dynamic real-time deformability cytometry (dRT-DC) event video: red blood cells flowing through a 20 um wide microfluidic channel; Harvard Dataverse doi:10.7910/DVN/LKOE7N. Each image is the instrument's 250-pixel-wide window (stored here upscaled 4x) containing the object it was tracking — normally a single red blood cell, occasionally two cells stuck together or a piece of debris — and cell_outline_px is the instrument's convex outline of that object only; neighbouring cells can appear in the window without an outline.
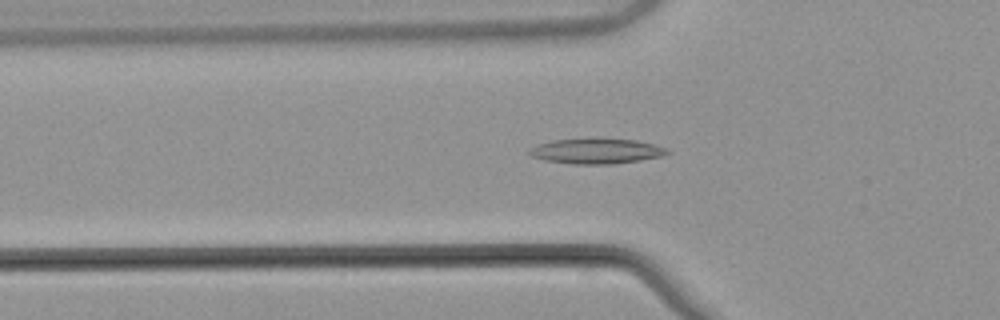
{"species": "common noctule bat (a hibernating species)", "species_latin": "Nyctalus noctula", "temperature_condition": "warm", "stored_images_in_passage": 54, "camera_frame_rate_fps": 3000, "um_per_image_px": 0.085, "animal": {"sex": "male", "body_mass_g": 21.5, "forearm_length_mm": 52.0}, "frame": {"image": 1, "passage_image": 19, "time_ms": 6.0, "image_size_px": [1000, 320], "cell_outline_px": [[672, 152], [660, 156], [640, 160], [612, 164], [572, 164], [544, 160], [532, 156], [528, 152], [532, 148], [540, 144], [552, 140], [600, 136], [636, 140], [652, 144], [664, 148]], "centroid_in_image_um": [50.69, 12.81], "position_along_channel_um": 75.1, "area_um2": 20.69}}
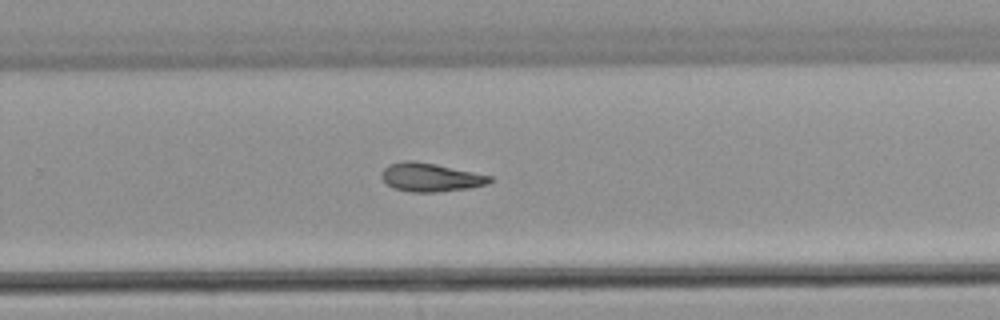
{"frame": {"image": 2, "passage_image": 36, "time_ms": 11.667, "image_size_px": [1000, 320], "cell_outline_px": [[492, 180], [488, 184], [468, 188], [436, 192], [412, 192], [392, 188], [380, 176], [380, 172], [388, 164], [404, 160], [412, 160], [436, 164], [492, 176]], "centroid_in_image_um": [36.56, 15.06], "position_along_channel_um": 293.2, "area_um2": 18.03}}
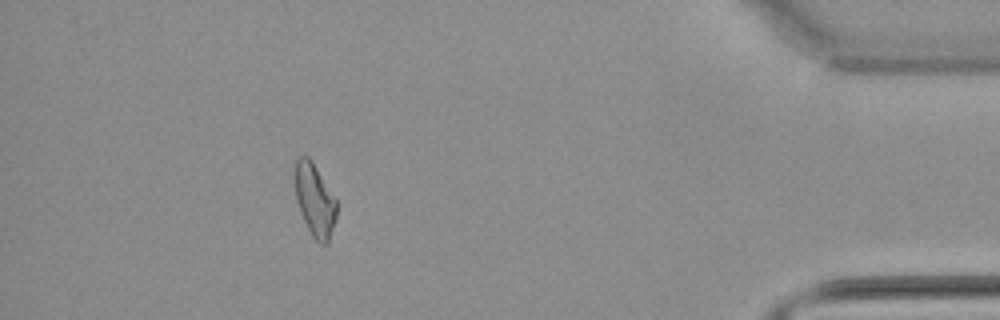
{"frame": {"image": 3, "passage_image": 49, "time_ms": 16.0, "image_size_px": [1000, 320], "cell_outline_px": [[336, 220], [328, 244], [320, 244], [312, 236], [300, 212], [296, 200], [296, 160], [300, 156], [308, 156], [312, 160], [336, 200]], "centroid_in_image_um": [26.77, 17.04], "position_along_channel_um": 408.4, "area_um2": 17.4}}